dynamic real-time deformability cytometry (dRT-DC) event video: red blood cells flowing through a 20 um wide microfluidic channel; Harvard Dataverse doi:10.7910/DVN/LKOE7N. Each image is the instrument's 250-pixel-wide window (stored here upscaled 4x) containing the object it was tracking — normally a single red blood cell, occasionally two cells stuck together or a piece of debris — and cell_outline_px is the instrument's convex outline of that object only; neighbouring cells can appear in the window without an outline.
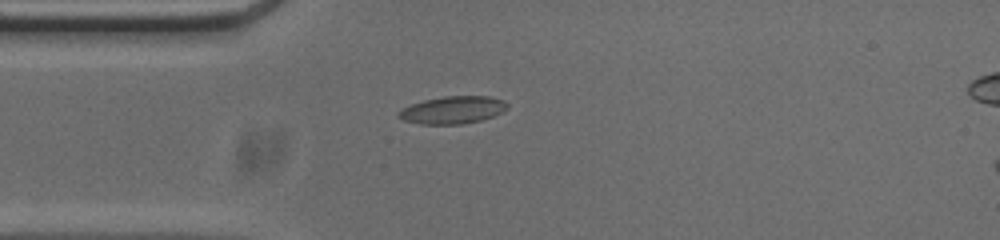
{"species": "common noctule bat (a hibernating species)", "species_latin": "Nyctalus noctula", "temperature_condition": "cold", "stored_images_in_passage": 43, "camera_frame_rate_fps": 3000, "um_per_image_px": 0.085, "animal": {"sex": "male", "body_mass_g": 20.0, "forearm_length_mm": 53.3}, "frame": {"image": 1, "passage_image": 2, "time_ms": 0.333, "image_size_px": [1000, 240], "cell_outline_px": [[508, 108], [504, 112], [480, 120], [460, 124], [420, 124], [404, 120], [396, 116], [396, 112], [400, 108], [424, 100], [444, 96], [488, 96], [504, 100], [508, 104]], "centroid_in_image_um": [38.46, 9.34], "position_along_channel_um": 46.5, "area_um2": 17.51}}
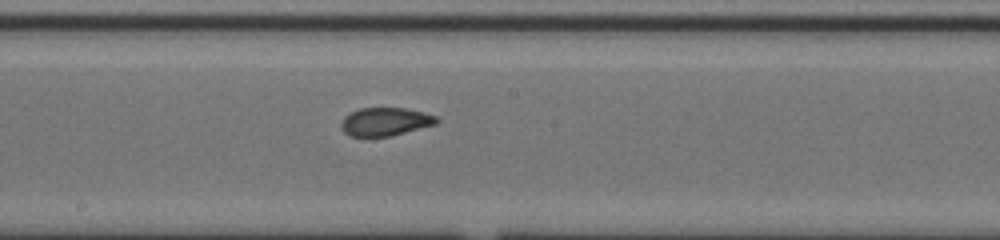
{"frame": {"image": 2, "passage_image": 16, "time_ms": 5.0, "image_size_px": [1000, 240], "cell_outline_px": [[440, 120], [436, 124], [392, 136], [348, 136], [344, 132], [340, 124], [344, 116], [360, 108], [404, 108], [424, 112], [436, 116]], "centroid_in_image_um": [32.76, 10.34], "position_along_channel_um": 215.4, "area_um2": 15.72}}
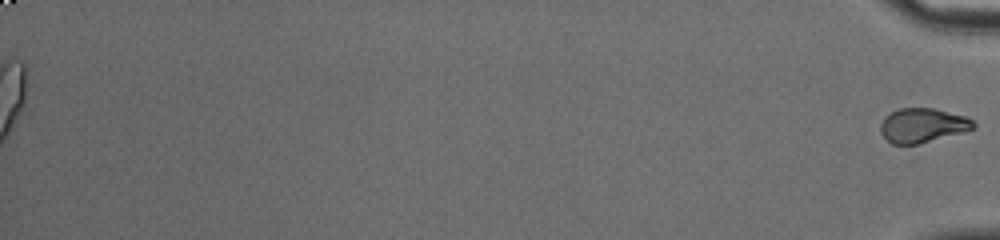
{"frame": {"image": 3, "passage_image": 43, "time_ms": 14.0, "image_size_px": [1000, 240], "cell_outline_px": [[976, 128], [964, 132], [916, 144], [892, 144], [880, 132], [880, 124], [884, 116], [900, 108], [932, 108], [964, 116], [972, 120], [976, 124]], "centroid_in_image_um": [78.41, 10.65], "position_along_channel_um": 356.8, "area_um2": 18.44}, "authors_computed_cell_mechanics": {"area_um2": 16.3574, "velocity_mm_per_s": 3.7878, "shape_relaxation_time_tau1_ms": null, "shape_relaxation_time_tau2_ms": 1.2748, "deformation_change_tau1": null, "deformation_change_tau2": 0.0537}}